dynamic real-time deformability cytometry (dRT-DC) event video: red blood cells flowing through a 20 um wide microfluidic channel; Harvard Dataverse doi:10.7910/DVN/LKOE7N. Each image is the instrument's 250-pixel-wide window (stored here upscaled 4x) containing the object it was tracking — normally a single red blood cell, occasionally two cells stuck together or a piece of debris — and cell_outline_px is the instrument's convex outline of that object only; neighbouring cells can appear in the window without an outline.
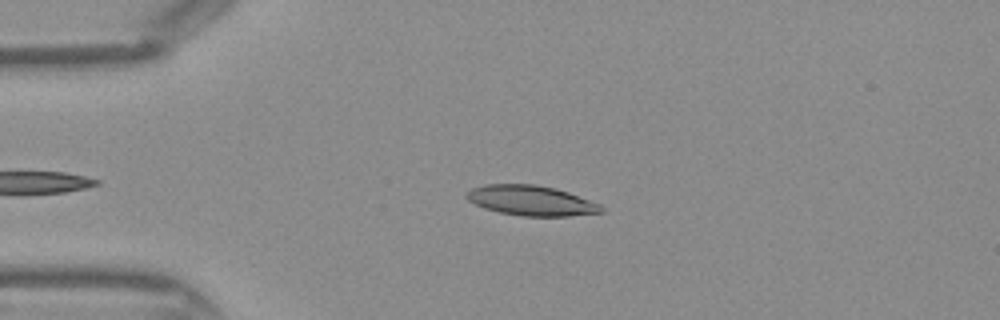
{"species": "Egyptian fruit bat (a non-hibernating species)", "species_latin": "Rousettus aegyptiacus", "temperature_condition": "warm", "stored_images_in_passage": 31, "camera_frame_rate_fps": 3000, "um_per_image_px": 0.085, "frame": {"image": 1, "passage_image": 1, "time_ms": 0.0, "image_size_px": [1000, 320], "cell_outline_px": [[604, 212], [568, 216], [524, 216], [500, 212], [484, 208], [468, 200], [464, 196], [472, 188], [484, 184], [536, 184], [556, 188], [568, 192], [600, 204], [604, 208]], "centroid_in_image_um": [45.15, 17.04], "position_along_channel_um": 39.8, "area_um2": 23.58}}
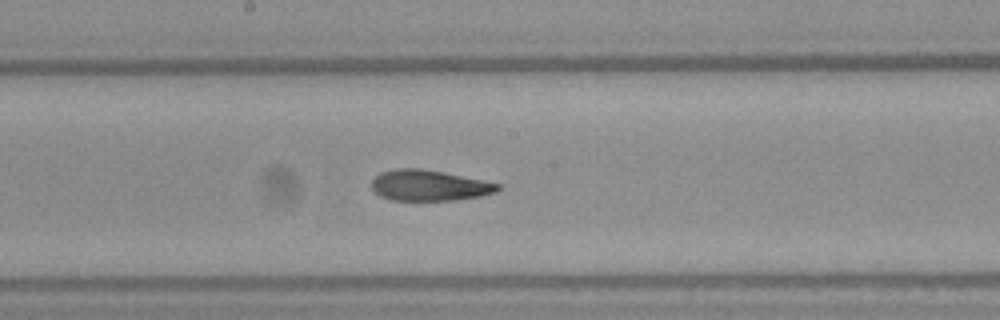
{"frame": {"image": 2, "passage_image": 14, "time_ms": 4.333, "image_size_px": [1000, 320], "cell_outline_px": [[504, 188], [496, 192], [480, 196], [456, 200], [392, 200], [380, 196], [372, 188], [372, 180], [380, 172], [392, 168], [420, 168], [444, 172], [504, 184]], "centroid_in_image_um": [36.53, 15.75], "position_along_channel_um": 211.7, "area_um2": 22.95}}
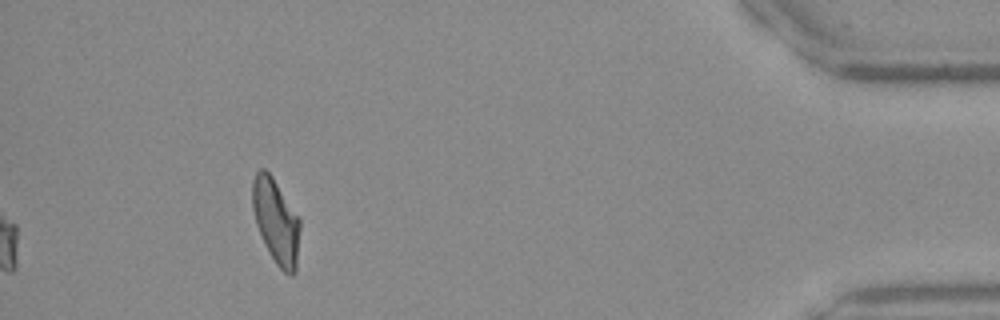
{"frame": {"image": 3, "passage_image": 31, "time_ms": 10.0, "image_size_px": [1000, 320], "cell_outline_px": [[300, 228], [296, 272], [292, 276], [284, 272], [276, 264], [256, 224], [252, 208], [252, 180], [256, 172], [260, 168], [264, 168], [272, 176], [300, 220]], "centroid_in_image_um": [23.46, 18.79], "position_along_channel_um": 411.7, "area_um2": 23.12}}